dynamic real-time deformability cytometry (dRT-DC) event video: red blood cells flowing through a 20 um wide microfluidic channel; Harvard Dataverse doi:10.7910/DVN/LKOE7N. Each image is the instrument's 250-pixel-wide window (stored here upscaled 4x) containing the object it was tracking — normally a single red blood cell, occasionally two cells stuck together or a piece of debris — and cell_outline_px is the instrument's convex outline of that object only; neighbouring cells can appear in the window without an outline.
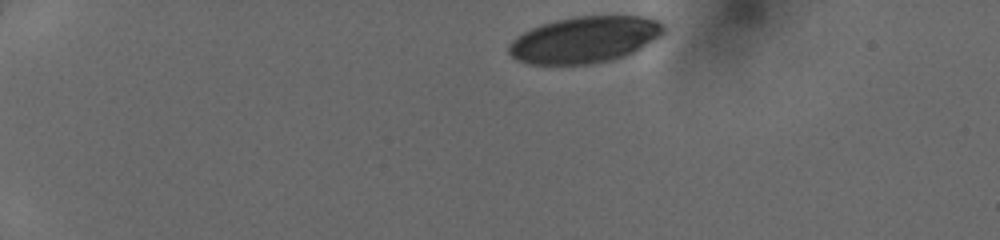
{"species": "human", "species_latin": "Homo sapiens", "temperature_condition": "cold", "stored_images_in_passage": 40, "camera_frame_rate_fps": 3000, "um_per_image_px": 0.085, "donor": {"sex": "female"}, "frame": {"image": 1, "passage_image": 1, "time_ms": 0.0, "image_size_px": [1000, 240], "cell_outline_px": [[664, 32], [660, 36], [640, 48], [624, 56], [612, 60], [592, 64], [528, 64], [516, 60], [508, 52], [508, 48], [512, 40], [516, 36], [532, 28], [556, 20], [580, 16], [644, 16], [656, 20], [664, 24]], "centroid_in_image_um": [49.69, 3.38], "position_along_channel_um": 35.3, "area_um2": 41.67}}
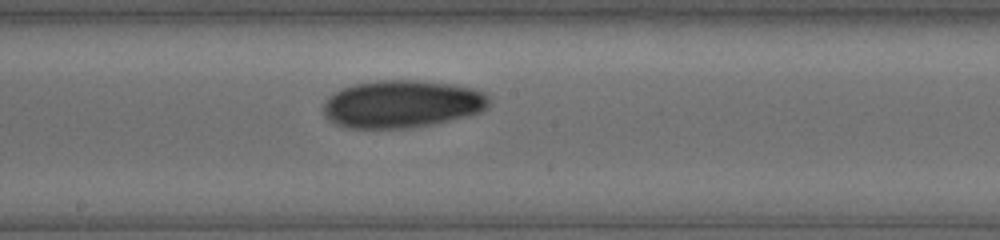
{"frame": {"image": 2, "passage_image": 20, "time_ms": 6.333, "image_size_px": [1000, 240], "cell_outline_px": [[492, 100], [488, 108], [480, 112], [432, 124], [404, 128], [348, 128], [336, 124], [328, 120], [324, 116], [324, 104], [328, 96], [332, 92], [340, 88], [352, 84], [376, 80], [420, 80], [456, 84], [472, 88], [484, 92]], "centroid_in_image_um": [34.16, 8.82], "position_along_channel_um": 214.0, "area_um2": 46.41}}
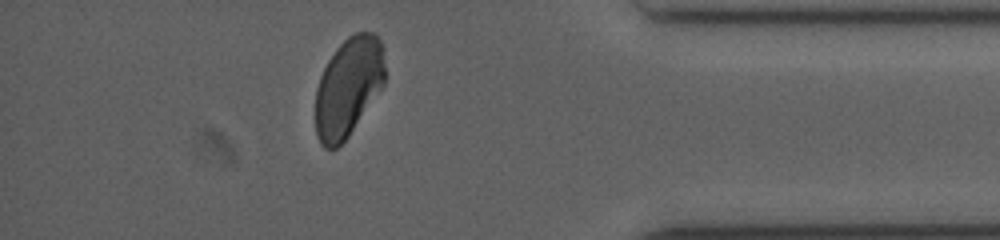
{"frame": {"image": 3, "passage_image": 35, "time_ms": 11.333, "image_size_px": [1000, 240], "cell_outline_px": [[384, 84], [348, 136], [336, 148], [324, 148], [320, 144], [316, 132], [316, 88], [320, 76], [328, 60], [336, 48], [348, 36], [356, 32], [376, 32], [380, 40], [384, 64]], "centroid_in_image_um": [29.59, 7.38], "position_along_channel_um": 405.6, "area_um2": 39.77}}